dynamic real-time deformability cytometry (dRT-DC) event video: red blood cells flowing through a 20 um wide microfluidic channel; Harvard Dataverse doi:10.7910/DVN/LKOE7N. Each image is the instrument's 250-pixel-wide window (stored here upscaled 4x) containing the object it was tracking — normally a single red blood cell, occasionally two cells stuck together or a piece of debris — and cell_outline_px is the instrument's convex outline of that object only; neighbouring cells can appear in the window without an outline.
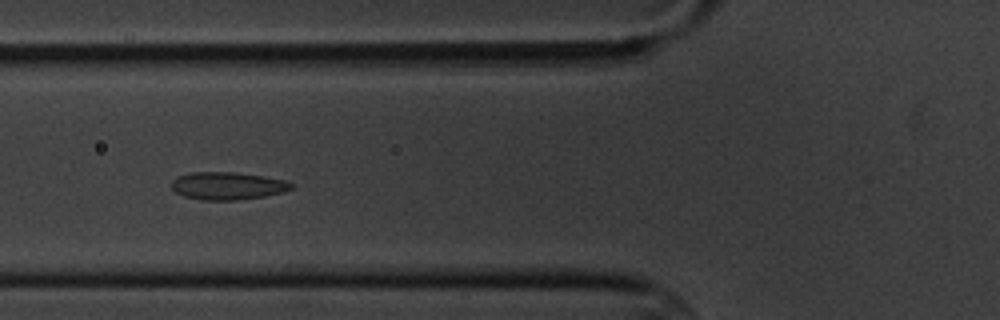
{"species": "common noctule bat (a hibernating species)", "species_latin": "Nyctalus noctula", "temperature_condition": "cold", "stored_images_in_passage": 8, "camera_frame_rate_fps": 3000, "um_per_image_px": 0.085, "animal": {"sex": "male", "body_mass_g": 20.1, "forearm_length_mm": 53.5}, "frame": {"image": 1, "passage_image": 7, "time_ms": 8.0, "image_size_px": [1000, 320], "cell_outline_px": [[292, 188], [284, 192], [264, 196], [240, 200], [200, 200], [184, 196], [176, 192], [172, 188], [172, 180], [176, 176], [192, 172], [236, 172], [264, 176], [284, 180], [292, 184]], "centroid_in_image_um": [19.32, 15.79], "position_along_channel_um": 106.5, "area_um2": 19.36}}
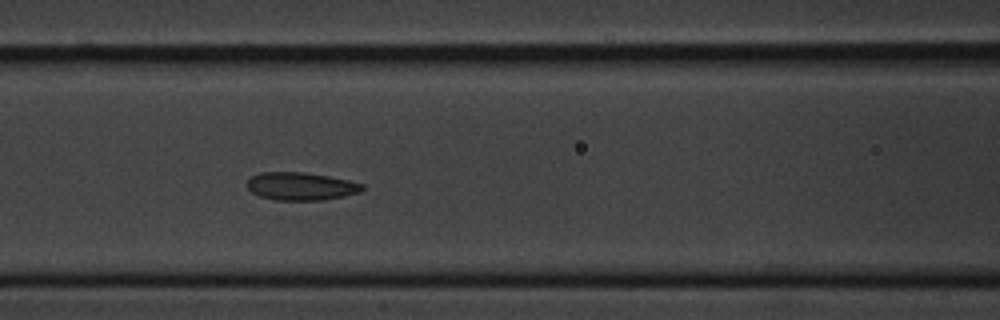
{"frame": {"image": 2, "passage_image": 8, "time_ms": 9.0, "image_size_px": [1000, 320], "cell_outline_px": [[364, 188], [360, 192], [344, 196], [320, 200], [276, 200], [260, 196], [252, 192], [248, 188], [248, 180], [252, 176], [260, 172], [300, 172], [328, 176], [348, 180], [364, 184]], "centroid_in_image_um": [25.59, 15.83], "position_along_channel_um": 141.0, "area_um2": 18.55}}